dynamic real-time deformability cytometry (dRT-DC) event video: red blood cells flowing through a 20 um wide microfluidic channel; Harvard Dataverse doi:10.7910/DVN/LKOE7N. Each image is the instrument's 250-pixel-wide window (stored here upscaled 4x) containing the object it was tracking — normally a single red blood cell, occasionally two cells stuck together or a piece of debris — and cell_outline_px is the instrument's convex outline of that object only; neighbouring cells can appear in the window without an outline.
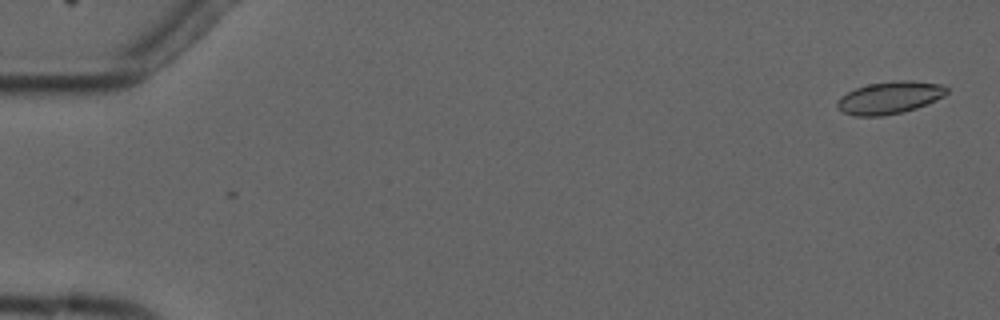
{"species": "common noctule bat (a hibernating species)", "species_latin": "Nyctalus noctula", "temperature_condition": "cold", "stored_images_in_passage": 2, "camera_frame_rate_fps": 3000, "um_per_image_px": 0.085, "animal": {"sex": "male", "forearm_length_mm": 52.5}, "frame": {"image": 1, "passage_image": 2, "time_ms": 1.0, "image_size_px": [1000, 320], "cell_outline_px": [[948, 92], [944, 96], [928, 104], [904, 112], [884, 116], [856, 116], [844, 112], [836, 108], [836, 100], [840, 96], [856, 88], [868, 84], [896, 80], [912, 80], [944, 84], [948, 88]], "centroid_in_image_um": [75.64, 8.29], "position_along_channel_um": 9.4, "area_um2": 20.98}}